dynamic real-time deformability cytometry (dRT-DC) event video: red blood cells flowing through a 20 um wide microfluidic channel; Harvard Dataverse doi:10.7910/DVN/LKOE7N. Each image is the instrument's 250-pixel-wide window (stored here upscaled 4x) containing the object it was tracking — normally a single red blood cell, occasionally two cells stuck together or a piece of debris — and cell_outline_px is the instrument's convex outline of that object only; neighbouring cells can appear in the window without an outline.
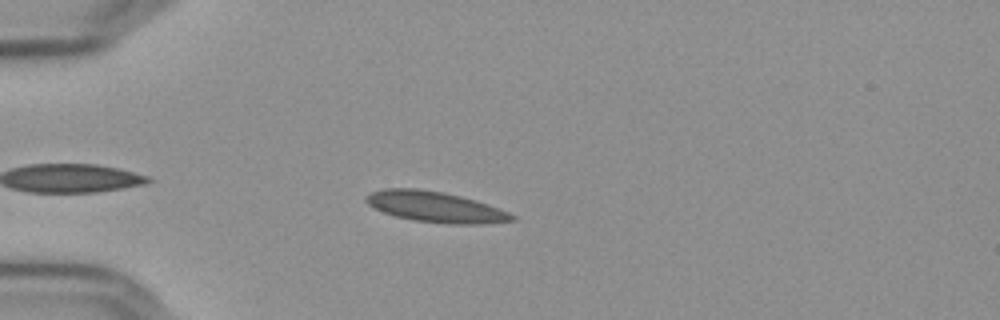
{"species": "Egyptian fruit bat (a non-hibernating species)", "species_latin": "Rousettus aegyptiacus", "temperature_condition": "cold", "stored_images_in_passage": 33, "camera_frame_rate_fps": 3000, "um_per_image_px": 0.085, "frame": {"image": 1, "passage_image": 4, "time_ms": 1.0, "image_size_px": [1000, 320], "cell_outline_px": [[516, 220], [484, 224], [448, 224], [412, 220], [396, 216], [384, 212], [368, 204], [364, 200], [364, 196], [372, 192], [384, 188], [416, 188], [444, 192], [476, 200], [488, 204], [508, 212], [516, 216]], "centroid_in_image_um": [37.01, 17.58], "position_along_channel_um": 48.0, "area_um2": 26.13}}
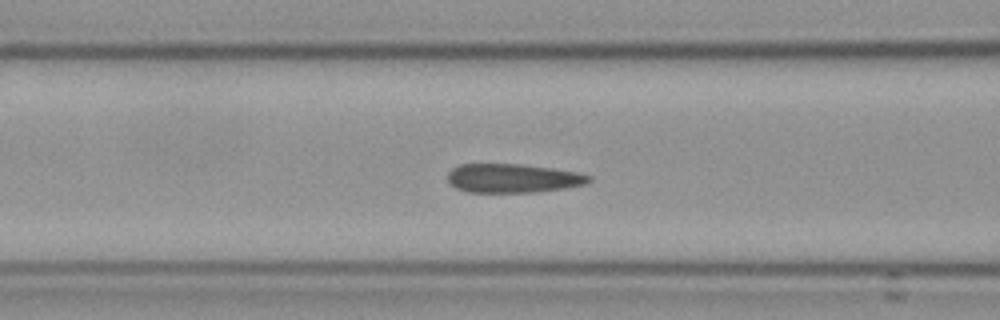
{"frame": {"image": 2, "passage_image": 12, "time_ms": 3.667, "image_size_px": [1000, 320], "cell_outline_px": [[592, 180], [584, 184], [564, 188], [536, 192], [468, 192], [456, 188], [448, 184], [448, 172], [452, 168], [460, 164], [520, 164], [552, 168], [580, 172], [592, 176]], "centroid_in_image_um": [43.59, 15.15], "position_along_channel_um": 123.0, "area_um2": 23.93}}
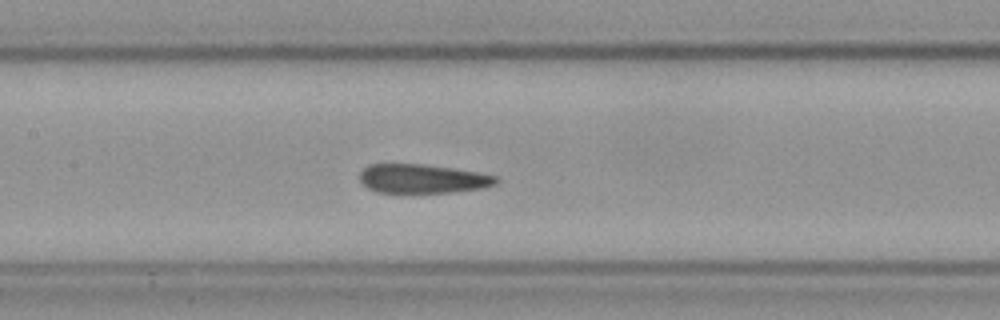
{"frame": {"image": 3, "passage_image": 16, "time_ms": 5.0, "image_size_px": [1000, 320], "cell_outline_px": [[500, 180], [496, 184], [484, 188], [448, 192], [400, 196], [376, 192], [368, 188], [360, 180], [360, 172], [364, 168], [372, 164], [420, 164], [476, 172], [496, 176]], "centroid_in_image_um": [35.86, 15.25], "position_along_channel_um": 171.5, "area_um2": 23.7}, "authors_computed_cell_mechanics": {"area_um2": 24.0448, "velocity_mm_per_s": 3.6175, "shape_relaxation_time_tau1_ms": null, "shape_relaxation_time_tau2_ms": 2.0904, "deformation_change_tau1": null, "deformation_change_tau2": 0.0613}}